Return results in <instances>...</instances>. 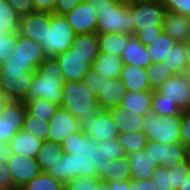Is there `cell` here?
I'll return each mask as SVG.
<instances>
[{
	"instance_id": "d6986e66",
	"label": "cell",
	"mask_w": 190,
	"mask_h": 190,
	"mask_svg": "<svg viewBox=\"0 0 190 190\" xmlns=\"http://www.w3.org/2000/svg\"><path fill=\"white\" fill-rule=\"evenodd\" d=\"M124 83L120 78L108 79L97 88V101L101 110H108L122 103L124 94L126 93Z\"/></svg>"
},
{
	"instance_id": "f546056e",
	"label": "cell",
	"mask_w": 190,
	"mask_h": 190,
	"mask_svg": "<svg viewBox=\"0 0 190 190\" xmlns=\"http://www.w3.org/2000/svg\"><path fill=\"white\" fill-rule=\"evenodd\" d=\"M97 36L100 52L122 56V52L127 44V34L110 33L99 34Z\"/></svg>"
},
{
	"instance_id": "836d02e7",
	"label": "cell",
	"mask_w": 190,
	"mask_h": 190,
	"mask_svg": "<svg viewBox=\"0 0 190 190\" xmlns=\"http://www.w3.org/2000/svg\"><path fill=\"white\" fill-rule=\"evenodd\" d=\"M173 74L187 72V53L184 43L175 42L165 60Z\"/></svg>"
},
{
	"instance_id": "603a6c76",
	"label": "cell",
	"mask_w": 190,
	"mask_h": 190,
	"mask_svg": "<svg viewBox=\"0 0 190 190\" xmlns=\"http://www.w3.org/2000/svg\"><path fill=\"white\" fill-rule=\"evenodd\" d=\"M120 79L124 83L126 91L141 92L151 90L146 69L136 65L124 64L121 69Z\"/></svg>"
},
{
	"instance_id": "484cf974",
	"label": "cell",
	"mask_w": 190,
	"mask_h": 190,
	"mask_svg": "<svg viewBox=\"0 0 190 190\" xmlns=\"http://www.w3.org/2000/svg\"><path fill=\"white\" fill-rule=\"evenodd\" d=\"M153 90L141 92L127 91L122 99V106L127 112L134 111L136 114L145 116L151 111Z\"/></svg>"
},
{
	"instance_id": "7a4b0ae2",
	"label": "cell",
	"mask_w": 190,
	"mask_h": 190,
	"mask_svg": "<svg viewBox=\"0 0 190 190\" xmlns=\"http://www.w3.org/2000/svg\"><path fill=\"white\" fill-rule=\"evenodd\" d=\"M97 13L96 34L135 35L131 5L116 0H86Z\"/></svg>"
},
{
	"instance_id": "db71d44e",
	"label": "cell",
	"mask_w": 190,
	"mask_h": 190,
	"mask_svg": "<svg viewBox=\"0 0 190 190\" xmlns=\"http://www.w3.org/2000/svg\"><path fill=\"white\" fill-rule=\"evenodd\" d=\"M77 146H78V130L72 133L71 135L67 136L61 144L63 153L73 154V151L77 150Z\"/></svg>"
},
{
	"instance_id": "30bf717a",
	"label": "cell",
	"mask_w": 190,
	"mask_h": 190,
	"mask_svg": "<svg viewBox=\"0 0 190 190\" xmlns=\"http://www.w3.org/2000/svg\"><path fill=\"white\" fill-rule=\"evenodd\" d=\"M131 5L135 34L139 30L163 29L166 13L163 1H136Z\"/></svg>"
},
{
	"instance_id": "8fae6325",
	"label": "cell",
	"mask_w": 190,
	"mask_h": 190,
	"mask_svg": "<svg viewBox=\"0 0 190 190\" xmlns=\"http://www.w3.org/2000/svg\"><path fill=\"white\" fill-rule=\"evenodd\" d=\"M146 155H149L159 167L170 168L186 162L188 159L189 148L181 142L171 144H161L147 141L144 148Z\"/></svg>"
},
{
	"instance_id": "be15d7a7",
	"label": "cell",
	"mask_w": 190,
	"mask_h": 190,
	"mask_svg": "<svg viewBox=\"0 0 190 190\" xmlns=\"http://www.w3.org/2000/svg\"><path fill=\"white\" fill-rule=\"evenodd\" d=\"M117 2L123 3V4H132L134 2H136L137 0H116Z\"/></svg>"
},
{
	"instance_id": "1f68e13d",
	"label": "cell",
	"mask_w": 190,
	"mask_h": 190,
	"mask_svg": "<svg viewBox=\"0 0 190 190\" xmlns=\"http://www.w3.org/2000/svg\"><path fill=\"white\" fill-rule=\"evenodd\" d=\"M175 42L167 33L163 32L160 37L155 38L152 43L146 45L152 63L163 62Z\"/></svg>"
},
{
	"instance_id": "11a10c76",
	"label": "cell",
	"mask_w": 190,
	"mask_h": 190,
	"mask_svg": "<svg viewBox=\"0 0 190 190\" xmlns=\"http://www.w3.org/2000/svg\"><path fill=\"white\" fill-rule=\"evenodd\" d=\"M34 11L54 13L56 0H33Z\"/></svg>"
},
{
	"instance_id": "6f0895ef",
	"label": "cell",
	"mask_w": 190,
	"mask_h": 190,
	"mask_svg": "<svg viewBox=\"0 0 190 190\" xmlns=\"http://www.w3.org/2000/svg\"><path fill=\"white\" fill-rule=\"evenodd\" d=\"M13 155V151L11 150V144L9 141L0 142V159L5 160L6 162Z\"/></svg>"
},
{
	"instance_id": "4dcf8cb0",
	"label": "cell",
	"mask_w": 190,
	"mask_h": 190,
	"mask_svg": "<svg viewBox=\"0 0 190 190\" xmlns=\"http://www.w3.org/2000/svg\"><path fill=\"white\" fill-rule=\"evenodd\" d=\"M131 178V169L127 156L118 160H110L107 170L99 178L104 182L128 181Z\"/></svg>"
},
{
	"instance_id": "f6af8a7d",
	"label": "cell",
	"mask_w": 190,
	"mask_h": 190,
	"mask_svg": "<svg viewBox=\"0 0 190 190\" xmlns=\"http://www.w3.org/2000/svg\"><path fill=\"white\" fill-rule=\"evenodd\" d=\"M105 143V153L107 157H110V160H118L127 156V153L124 147L120 144L118 137L106 140Z\"/></svg>"
},
{
	"instance_id": "e575fe53",
	"label": "cell",
	"mask_w": 190,
	"mask_h": 190,
	"mask_svg": "<svg viewBox=\"0 0 190 190\" xmlns=\"http://www.w3.org/2000/svg\"><path fill=\"white\" fill-rule=\"evenodd\" d=\"M148 74L150 89L155 91L161 87L166 80L174 75L170 68L167 66V62L155 63L146 68Z\"/></svg>"
},
{
	"instance_id": "9f6ffc18",
	"label": "cell",
	"mask_w": 190,
	"mask_h": 190,
	"mask_svg": "<svg viewBox=\"0 0 190 190\" xmlns=\"http://www.w3.org/2000/svg\"><path fill=\"white\" fill-rule=\"evenodd\" d=\"M130 190H156L152 178L147 180H135L130 178Z\"/></svg>"
},
{
	"instance_id": "8992f818",
	"label": "cell",
	"mask_w": 190,
	"mask_h": 190,
	"mask_svg": "<svg viewBox=\"0 0 190 190\" xmlns=\"http://www.w3.org/2000/svg\"><path fill=\"white\" fill-rule=\"evenodd\" d=\"M76 33L64 15L51 13L50 27H46L45 44H41L46 57H55L71 48Z\"/></svg>"
},
{
	"instance_id": "b9f144b4",
	"label": "cell",
	"mask_w": 190,
	"mask_h": 190,
	"mask_svg": "<svg viewBox=\"0 0 190 190\" xmlns=\"http://www.w3.org/2000/svg\"><path fill=\"white\" fill-rule=\"evenodd\" d=\"M169 170L171 171L172 189L178 190L190 173L189 163L188 161L182 162L179 165L171 166Z\"/></svg>"
},
{
	"instance_id": "c3c4849f",
	"label": "cell",
	"mask_w": 190,
	"mask_h": 190,
	"mask_svg": "<svg viewBox=\"0 0 190 190\" xmlns=\"http://www.w3.org/2000/svg\"><path fill=\"white\" fill-rule=\"evenodd\" d=\"M8 4L19 17L35 12L33 0H8Z\"/></svg>"
},
{
	"instance_id": "3957f363",
	"label": "cell",
	"mask_w": 190,
	"mask_h": 190,
	"mask_svg": "<svg viewBox=\"0 0 190 190\" xmlns=\"http://www.w3.org/2000/svg\"><path fill=\"white\" fill-rule=\"evenodd\" d=\"M65 77L55 57H47L35 70L26 96L29 100L44 98L60 104Z\"/></svg>"
},
{
	"instance_id": "52a82bcc",
	"label": "cell",
	"mask_w": 190,
	"mask_h": 190,
	"mask_svg": "<svg viewBox=\"0 0 190 190\" xmlns=\"http://www.w3.org/2000/svg\"><path fill=\"white\" fill-rule=\"evenodd\" d=\"M34 73L23 67L0 66V90L9 101L24 102Z\"/></svg>"
},
{
	"instance_id": "44dd1931",
	"label": "cell",
	"mask_w": 190,
	"mask_h": 190,
	"mask_svg": "<svg viewBox=\"0 0 190 190\" xmlns=\"http://www.w3.org/2000/svg\"><path fill=\"white\" fill-rule=\"evenodd\" d=\"M163 32L167 33L174 41L185 43L190 38L188 16L166 11L163 17Z\"/></svg>"
},
{
	"instance_id": "bcb514c9",
	"label": "cell",
	"mask_w": 190,
	"mask_h": 190,
	"mask_svg": "<svg viewBox=\"0 0 190 190\" xmlns=\"http://www.w3.org/2000/svg\"><path fill=\"white\" fill-rule=\"evenodd\" d=\"M167 12L190 15V0H162Z\"/></svg>"
},
{
	"instance_id": "003e7915",
	"label": "cell",
	"mask_w": 190,
	"mask_h": 190,
	"mask_svg": "<svg viewBox=\"0 0 190 190\" xmlns=\"http://www.w3.org/2000/svg\"><path fill=\"white\" fill-rule=\"evenodd\" d=\"M137 1H162V0H137Z\"/></svg>"
},
{
	"instance_id": "d4e9b609",
	"label": "cell",
	"mask_w": 190,
	"mask_h": 190,
	"mask_svg": "<svg viewBox=\"0 0 190 190\" xmlns=\"http://www.w3.org/2000/svg\"><path fill=\"white\" fill-rule=\"evenodd\" d=\"M127 158L130 164L131 178L135 180L150 179L158 167L149 155H146L144 149L128 154Z\"/></svg>"
},
{
	"instance_id": "ee69618b",
	"label": "cell",
	"mask_w": 190,
	"mask_h": 190,
	"mask_svg": "<svg viewBox=\"0 0 190 190\" xmlns=\"http://www.w3.org/2000/svg\"><path fill=\"white\" fill-rule=\"evenodd\" d=\"M18 31L5 34L0 39V64L13 55V50L17 42Z\"/></svg>"
},
{
	"instance_id": "7402d4cb",
	"label": "cell",
	"mask_w": 190,
	"mask_h": 190,
	"mask_svg": "<svg viewBox=\"0 0 190 190\" xmlns=\"http://www.w3.org/2000/svg\"><path fill=\"white\" fill-rule=\"evenodd\" d=\"M115 125L118 133H129L143 131L144 116L136 114L134 111L127 112L122 106L118 105L107 110Z\"/></svg>"
},
{
	"instance_id": "ab89813d",
	"label": "cell",
	"mask_w": 190,
	"mask_h": 190,
	"mask_svg": "<svg viewBox=\"0 0 190 190\" xmlns=\"http://www.w3.org/2000/svg\"><path fill=\"white\" fill-rule=\"evenodd\" d=\"M49 128L50 125L48 122L43 121L38 117L32 116L27 111L25 112V118L22 130L34 135L35 137L44 142L47 141L48 138L47 132Z\"/></svg>"
},
{
	"instance_id": "e0dca14e",
	"label": "cell",
	"mask_w": 190,
	"mask_h": 190,
	"mask_svg": "<svg viewBox=\"0 0 190 190\" xmlns=\"http://www.w3.org/2000/svg\"><path fill=\"white\" fill-rule=\"evenodd\" d=\"M50 128L48 129L47 141L62 144L63 140L80 130L77 118L70 114L67 110L59 107L52 119L48 122Z\"/></svg>"
},
{
	"instance_id": "a7ac6f4b",
	"label": "cell",
	"mask_w": 190,
	"mask_h": 190,
	"mask_svg": "<svg viewBox=\"0 0 190 190\" xmlns=\"http://www.w3.org/2000/svg\"><path fill=\"white\" fill-rule=\"evenodd\" d=\"M4 33H2V32H0V39L2 38V37H4Z\"/></svg>"
},
{
	"instance_id": "5bb4252c",
	"label": "cell",
	"mask_w": 190,
	"mask_h": 190,
	"mask_svg": "<svg viewBox=\"0 0 190 190\" xmlns=\"http://www.w3.org/2000/svg\"><path fill=\"white\" fill-rule=\"evenodd\" d=\"M64 16L76 35L96 33L97 13L86 0Z\"/></svg>"
},
{
	"instance_id": "d6a6232c",
	"label": "cell",
	"mask_w": 190,
	"mask_h": 190,
	"mask_svg": "<svg viewBox=\"0 0 190 190\" xmlns=\"http://www.w3.org/2000/svg\"><path fill=\"white\" fill-rule=\"evenodd\" d=\"M26 106V111L34 117H38L43 121L49 122L58 108L60 104L50 102L44 98L29 100L24 102Z\"/></svg>"
},
{
	"instance_id": "cb8c5ba5",
	"label": "cell",
	"mask_w": 190,
	"mask_h": 190,
	"mask_svg": "<svg viewBox=\"0 0 190 190\" xmlns=\"http://www.w3.org/2000/svg\"><path fill=\"white\" fill-rule=\"evenodd\" d=\"M9 142L13 153L34 159H36L40 147L43 144L42 140L24 130L16 132Z\"/></svg>"
},
{
	"instance_id": "816d5d0a",
	"label": "cell",
	"mask_w": 190,
	"mask_h": 190,
	"mask_svg": "<svg viewBox=\"0 0 190 190\" xmlns=\"http://www.w3.org/2000/svg\"><path fill=\"white\" fill-rule=\"evenodd\" d=\"M163 33V29H149V30H139L135 36L143 44L148 45L152 43L155 38L160 37Z\"/></svg>"
},
{
	"instance_id": "2e32d148",
	"label": "cell",
	"mask_w": 190,
	"mask_h": 190,
	"mask_svg": "<svg viewBox=\"0 0 190 190\" xmlns=\"http://www.w3.org/2000/svg\"><path fill=\"white\" fill-rule=\"evenodd\" d=\"M7 164L14 186L19 189L41 172L36 159L15 153Z\"/></svg>"
},
{
	"instance_id": "f5cc1de1",
	"label": "cell",
	"mask_w": 190,
	"mask_h": 190,
	"mask_svg": "<svg viewBox=\"0 0 190 190\" xmlns=\"http://www.w3.org/2000/svg\"><path fill=\"white\" fill-rule=\"evenodd\" d=\"M83 0H56L54 13L58 15H65L70 12Z\"/></svg>"
},
{
	"instance_id": "91938a15",
	"label": "cell",
	"mask_w": 190,
	"mask_h": 190,
	"mask_svg": "<svg viewBox=\"0 0 190 190\" xmlns=\"http://www.w3.org/2000/svg\"><path fill=\"white\" fill-rule=\"evenodd\" d=\"M8 101H9V99L0 90V117L2 116V112H3L4 106L8 103Z\"/></svg>"
},
{
	"instance_id": "6da1fadb",
	"label": "cell",
	"mask_w": 190,
	"mask_h": 190,
	"mask_svg": "<svg viewBox=\"0 0 190 190\" xmlns=\"http://www.w3.org/2000/svg\"><path fill=\"white\" fill-rule=\"evenodd\" d=\"M110 157L106 156L105 143H98L91 136L78 130L77 150L63 153L62 157L46 172L65 185L76 177L100 178L107 170Z\"/></svg>"
},
{
	"instance_id": "f907efd6",
	"label": "cell",
	"mask_w": 190,
	"mask_h": 190,
	"mask_svg": "<svg viewBox=\"0 0 190 190\" xmlns=\"http://www.w3.org/2000/svg\"><path fill=\"white\" fill-rule=\"evenodd\" d=\"M16 189L12 176L8 170V164L5 160L0 159V190Z\"/></svg>"
},
{
	"instance_id": "7bdbcfd3",
	"label": "cell",
	"mask_w": 190,
	"mask_h": 190,
	"mask_svg": "<svg viewBox=\"0 0 190 190\" xmlns=\"http://www.w3.org/2000/svg\"><path fill=\"white\" fill-rule=\"evenodd\" d=\"M156 190H173L171 171L169 168L157 167L152 175Z\"/></svg>"
},
{
	"instance_id": "681fc988",
	"label": "cell",
	"mask_w": 190,
	"mask_h": 190,
	"mask_svg": "<svg viewBox=\"0 0 190 190\" xmlns=\"http://www.w3.org/2000/svg\"><path fill=\"white\" fill-rule=\"evenodd\" d=\"M180 142L190 149V111L181 113Z\"/></svg>"
},
{
	"instance_id": "ac0fdd59",
	"label": "cell",
	"mask_w": 190,
	"mask_h": 190,
	"mask_svg": "<svg viewBox=\"0 0 190 190\" xmlns=\"http://www.w3.org/2000/svg\"><path fill=\"white\" fill-rule=\"evenodd\" d=\"M60 69L64 74L65 82L82 81L87 72L92 68L87 59L75 54L71 49L55 56Z\"/></svg>"
},
{
	"instance_id": "7dc6e473",
	"label": "cell",
	"mask_w": 190,
	"mask_h": 190,
	"mask_svg": "<svg viewBox=\"0 0 190 190\" xmlns=\"http://www.w3.org/2000/svg\"><path fill=\"white\" fill-rule=\"evenodd\" d=\"M106 80H108L107 77H102L99 72H96L93 68H91L84 76L82 82L86 85L88 90L96 96L97 88L100 87Z\"/></svg>"
},
{
	"instance_id": "7c38bea8",
	"label": "cell",
	"mask_w": 190,
	"mask_h": 190,
	"mask_svg": "<svg viewBox=\"0 0 190 190\" xmlns=\"http://www.w3.org/2000/svg\"><path fill=\"white\" fill-rule=\"evenodd\" d=\"M26 106L22 101H8L0 117V141H9L23 128Z\"/></svg>"
},
{
	"instance_id": "9c48e42d",
	"label": "cell",
	"mask_w": 190,
	"mask_h": 190,
	"mask_svg": "<svg viewBox=\"0 0 190 190\" xmlns=\"http://www.w3.org/2000/svg\"><path fill=\"white\" fill-rule=\"evenodd\" d=\"M46 58L39 43L18 35L13 55L0 66H16L23 67L26 71H35Z\"/></svg>"
},
{
	"instance_id": "89a4df30",
	"label": "cell",
	"mask_w": 190,
	"mask_h": 190,
	"mask_svg": "<svg viewBox=\"0 0 190 190\" xmlns=\"http://www.w3.org/2000/svg\"><path fill=\"white\" fill-rule=\"evenodd\" d=\"M61 190H67V189H66V187H65V186H63V187L61 188Z\"/></svg>"
},
{
	"instance_id": "f1b7e54d",
	"label": "cell",
	"mask_w": 190,
	"mask_h": 190,
	"mask_svg": "<svg viewBox=\"0 0 190 190\" xmlns=\"http://www.w3.org/2000/svg\"><path fill=\"white\" fill-rule=\"evenodd\" d=\"M63 155L60 144L44 141L37 154L36 161L39 164L41 172H46L54 165Z\"/></svg>"
},
{
	"instance_id": "4316f807",
	"label": "cell",
	"mask_w": 190,
	"mask_h": 190,
	"mask_svg": "<svg viewBox=\"0 0 190 190\" xmlns=\"http://www.w3.org/2000/svg\"><path fill=\"white\" fill-rule=\"evenodd\" d=\"M70 49L93 65L100 53L97 34L76 35Z\"/></svg>"
},
{
	"instance_id": "94428289",
	"label": "cell",
	"mask_w": 190,
	"mask_h": 190,
	"mask_svg": "<svg viewBox=\"0 0 190 190\" xmlns=\"http://www.w3.org/2000/svg\"><path fill=\"white\" fill-rule=\"evenodd\" d=\"M187 53V71L190 70V38L184 43Z\"/></svg>"
},
{
	"instance_id": "f35d334b",
	"label": "cell",
	"mask_w": 190,
	"mask_h": 190,
	"mask_svg": "<svg viewBox=\"0 0 190 190\" xmlns=\"http://www.w3.org/2000/svg\"><path fill=\"white\" fill-rule=\"evenodd\" d=\"M64 185L50 176L47 172H40L35 178L30 180L21 190H61Z\"/></svg>"
},
{
	"instance_id": "277c9868",
	"label": "cell",
	"mask_w": 190,
	"mask_h": 190,
	"mask_svg": "<svg viewBox=\"0 0 190 190\" xmlns=\"http://www.w3.org/2000/svg\"><path fill=\"white\" fill-rule=\"evenodd\" d=\"M142 125L147 141L163 145L180 142L181 114L161 117L150 111L144 116Z\"/></svg>"
},
{
	"instance_id": "ffe728a7",
	"label": "cell",
	"mask_w": 190,
	"mask_h": 190,
	"mask_svg": "<svg viewBox=\"0 0 190 190\" xmlns=\"http://www.w3.org/2000/svg\"><path fill=\"white\" fill-rule=\"evenodd\" d=\"M121 58L123 64L136 65L144 69L153 64L146 46L135 35H127V44Z\"/></svg>"
},
{
	"instance_id": "03108f58",
	"label": "cell",
	"mask_w": 190,
	"mask_h": 190,
	"mask_svg": "<svg viewBox=\"0 0 190 190\" xmlns=\"http://www.w3.org/2000/svg\"><path fill=\"white\" fill-rule=\"evenodd\" d=\"M188 163H189V166H190V150H189V153H188V159H187Z\"/></svg>"
},
{
	"instance_id": "4fadbf2b",
	"label": "cell",
	"mask_w": 190,
	"mask_h": 190,
	"mask_svg": "<svg viewBox=\"0 0 190 190\" xmlns=\"http://www.w3.org/2000/svg\"><path fill=\"white\" fill-rule=\"evenodd\" d=\"M157 91L182 111H190V87L185 73L172 75Z\"/></svg>"
},
{
	"instance_id": "5b68a950",
	"label": "cell",
	"mask_w": 190,
	"mask_h": 190,
	"mask_svg": "<svg viewBox=\"0 0 190 190\" xmlns=\"http://www.w3.org/2000/svg\"><path fill=\"white\" fill-rule=\"evenodd\" d=\"M60 107L77 119L91 111L101 110L98 106L97 97L88 90L82 81L64 83Z\"/></svg>"
},
{
	"instance_id": "680465c9",
	"label": "cell",
	"mask_w": 190,
	"mask_h": 190,
	"mask_svg": "<svg viewBox=\"0 0 190 190\" xmlns=\"http://www.w3.org/2000/svg\"><path fill=\"white\" fill-rule=\"evenodd\" d=\"M107 183V190H130V179L128 181H109Z\"/></svg>"
},
{
	"instance_id": "60d3db41",
	"label": "cell",
	"mask_w": 190,
	"mask_h": 190,
	"mask_svg": "<svg viewBox=\"0 0 190 190\" xmlns=\"http://www.w3.org/2000/svg\"><path fill=\"white\" fill-rule=\"evenodd\" d=\"M67 190H107V183L98 177H76L65 185Z\"/></svg>"
},
{
	"instance_id": "6125c7cd",
	"label": "cell",
	"mask_w": 190,
	"mask_h": 190,
	"mask_svg": "<svg viewBox=\"0 0 190 190\" xmlns=\"http://www.w3.org/2000/svg\"><path fill=\"white\" fill-rule=\"evenodd\" d=\"M178 190H190V173L188 174L186 181Z\"/></svg>"
},
{
	"instance_id": "d590c367",
	"label": "cell",
	"mask_w": 190,
	"mask_h": 190,
	"mask_svg": "<svg viewBox=\"0 0 190 190\" xmlns=\"http://www.w3.org/2000/svg\"><path fill=\"white\" fill-rule=\"evenodd\" d=\"M19 18L8 2L0 1V32L8 34L18 31Z\"/></svg>"
},
{
	"instance_id": "8d00e7d4",
	"label": "cell",
	"mask_w": 190,
	"mask_h": 190,
	"mask_svg": "<svg viewBox=\"0 0 190 190\" xmlns=\"http://www.w3.org/2000/svg\"><path fill=\"white\" fill-rule=\"evenodd\" d=\"M151 111L161 117L183 113L174 101L171 102L168 99H164L163 94H160L157 90L153 91Z\"/></svg>"
},
{
	"instance_id": "83f0119b",
	"label": "cell",
	"mask_w": 190,
	"mask_h": 190,
	"mask_svg": "<svg viewBox=\"0 0 190 190\" xmlns=\"http://www.w3.org/2000/svg\"><path fill=\"white\" fill-rule=\"evenodd\" d=\"M123 65L124 64L120 56L100 52L94 61L92 68L96 72H99L102 77L105 76L108 79H116L120 78Z\"/></svg>"
},
{
	"instance_id": "e7e4bbea",
	"label": "cell",
	"mask_w": 190,
	"mask_h": 190,
	"mask_svg": "<svg viewBox=\"0 0 190 190\" xmlns=\"http://www.w3.org/2000/svg\"><path fill=\"white\" fill-rule=\"evenodd\" d=\"M185 74H186V78H187V81H188L189 87H190V70L187 71Z\"/></svg>"
},
{
	"instance_id": "ba28073f",
	"label": "cell",
	"mask_w": 190,
	"mask_h": 190,
	"mask_svg": "<svg viewBox=\"0 0 190 190\" xmlns=\"http://www.w3.org/2000/svg\"><path fill=\"white\" fill-rule=\"evenodd\" d=\"M79 128L98 143L117 138L118 127L107 110H94L77 119Z\"/></svg>"
},
{
	"instance_id": "74e56055",
	"label": "cell",
	"mask_w": 190,
	"mask_h": 190,
	"mask_svg": "<svg viewBox=\"0 0 190 190\" xmlns=\"http://www.w3.org/2000/svg\"><path fill=\"white\" fill-rule=\"evenodd\" d=\"M118 139L127 155L145 148L147 137L145 131L119 133Z\"/></svg>"
},
{
	"instance_id": "9a60e30c",
	"label": "cell",
	"mask_w": 190,
	"mask_h": 190,
	"mask_svg": "<svg viewBox=\"0 0 190 190\" xmlns=\"http://www.w3.org/2000/svg\"><path fill=\"white\" fill-rule=\"evenodd\" d=\"M51 13L32 12L19 18L18 33L21 36L45 44L46 27H50Z\"/></svg>"
}]
</instances>
